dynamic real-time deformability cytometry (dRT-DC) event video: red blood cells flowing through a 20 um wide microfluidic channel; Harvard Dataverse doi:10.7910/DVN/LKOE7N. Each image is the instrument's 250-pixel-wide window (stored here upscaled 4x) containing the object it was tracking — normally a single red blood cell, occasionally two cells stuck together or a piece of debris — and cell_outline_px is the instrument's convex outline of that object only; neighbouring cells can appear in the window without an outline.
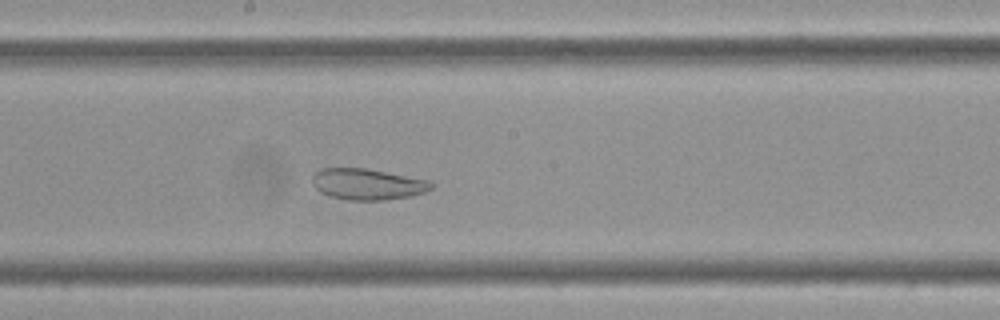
{"species": "Egyptian fruit bat (a non-hibernating species)", "species_latin": "Rousettus aegyptiacus", "temperature_condition": "cold", "stored_images_in_passage": 55, "camera_frame_rate_fps": 3000, "um_per_image_px": 0.085, "frame": {"image": 1, "passage_image": 28, "time_ms": 9.0, "image_size_px": [1000, 320], "cell_outline_px": [[432, 188], [424, 192], [412, 196], [384, 200], [348, 200], [328, 196], [320, 192], [312, 184], [312, 176], [320, 168], [364, 168], [428, 180], [432, 184]], "centroid_in_image_um": [31.19, 15.66], "position_along_channel_um": 217.0, "area_um2": 21.5}}
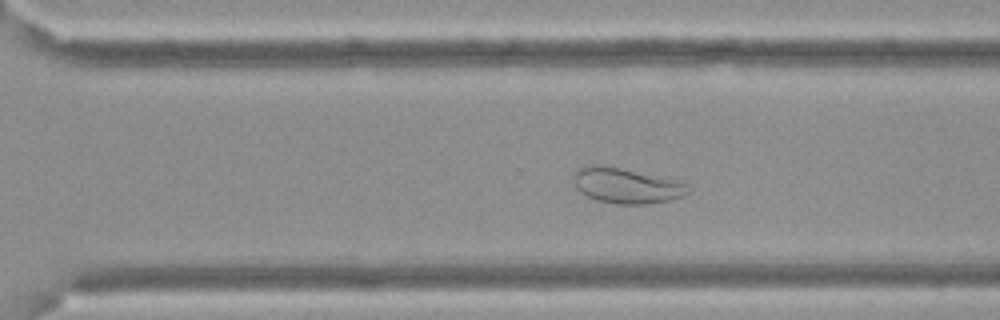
{"frame": {"image": 2, "passage_image": 37, "time_ms": 12.0, "image_size_px": [1000, 320], "cell_outline_px": [[692, 192], [684, 196], [672, 200], [648, 204], [616, 204], [596, 200], [580, 192], [576, 188], [572, 180], [572, 176], [584, 164], [600, 164], [672, 180], [688, 184], [692, 188]], "centroid_in_image_um": [53.23, 15.8], "position_along_channel_um": 317.4, "area_um2": 23.64}}
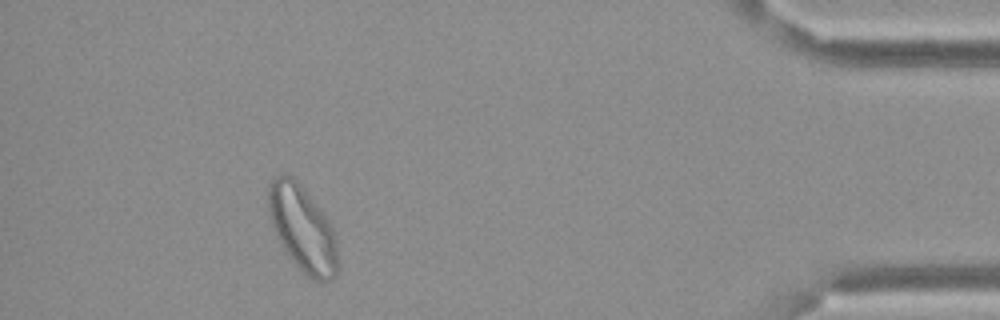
{"frame": {"image": 3, "passage_image": 50, "time_ms": 16.333, "image_size_px": [1000, 320], "cell_outline_px": [[336, 276], [332, 280], [320, 284], [308, 276], [292, 260], [284, 248], [272, 224], [268, 208], [268, 184], [276, 176], [292, 176], [304, 188], [324, 212], [332, 224], [336, 240]], "centroid_in_image_um": [25.74, 19.43], "position_along_channel_um": 409.5, "area_um2": 34.39}}